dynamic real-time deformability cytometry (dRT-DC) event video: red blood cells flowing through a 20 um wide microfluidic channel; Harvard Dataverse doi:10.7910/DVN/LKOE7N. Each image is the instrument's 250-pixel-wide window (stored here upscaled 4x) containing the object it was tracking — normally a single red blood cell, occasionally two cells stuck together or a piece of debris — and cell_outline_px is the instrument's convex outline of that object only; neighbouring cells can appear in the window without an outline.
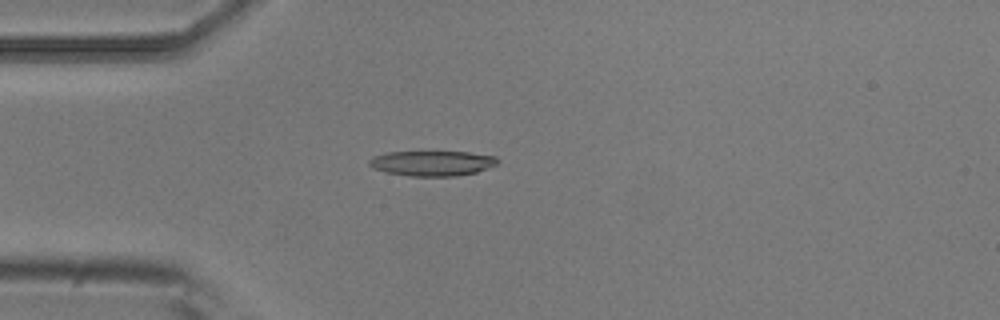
{"species": "common noctule bat (a hibernating species)", "species_latin": "Nyctalus noctula", "temperature_condition": "room temperature", "stored_images_in_passage": 5, "camera_frame_rate_fps": 3000, "um_per_image_px": 0.085, "animal": {"sex": "male", "body_mass_g": 20.5, "forearm_length_mm": 52.5}, "frame": {"image": 1, "passage_image": 4, "time_ms": 1.0, "image_size_px": [1000, 320], "cell_outline_px": [[500, 160], [496, 164], [488, 168], [476, 172], [456, 176], [408, 176], [384, 172], [372, 168], [368, 164], [368, 160], [372, 156], [384, 152], [468, 152], [496, 156]], "centroid_in_image_um": [36.69, 13.87], "position_along_channel_um": 48.3, "area_um2": 19.02}}